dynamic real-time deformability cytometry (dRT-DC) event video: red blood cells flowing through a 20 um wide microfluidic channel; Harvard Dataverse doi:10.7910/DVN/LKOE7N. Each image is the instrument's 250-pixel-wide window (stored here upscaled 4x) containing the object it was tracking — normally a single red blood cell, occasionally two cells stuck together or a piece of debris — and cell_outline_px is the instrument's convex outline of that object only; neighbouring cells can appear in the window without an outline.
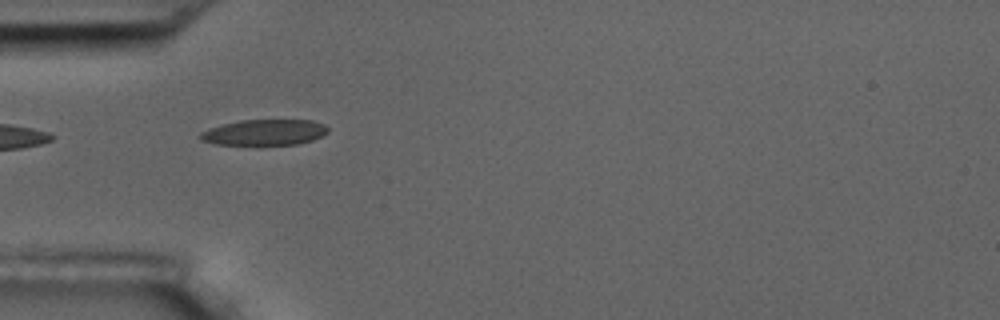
{"species": "common noctule bat (a hibernating species)", "species_latin": "Nyctalus noctula", "temperature_condition": "room temperature", "stored_images_in_passage": 2, "camera_frame_rate_fps": 3000, "um_per_image_px": 0.085, "animal": {"sex": "male", "body_mass_g": 17.5, "forearm_length_mm": 52.3}, "frame": {"image": 1, "passage_image": 1, "time_ms": 0.0, "image_size_px": [1000, 320], "cell_outline_px": [[328, 132], [312, 140], [296, 144], [216, 144], [200, 140], [200, 132], [208, 128], [240, 120], [312, 120], [324, 124], [328, 128]], "centroid_in_image_um": [22.47, 11.24], "position_along_channel_um": 62.5, "area_um2": 18.96}}